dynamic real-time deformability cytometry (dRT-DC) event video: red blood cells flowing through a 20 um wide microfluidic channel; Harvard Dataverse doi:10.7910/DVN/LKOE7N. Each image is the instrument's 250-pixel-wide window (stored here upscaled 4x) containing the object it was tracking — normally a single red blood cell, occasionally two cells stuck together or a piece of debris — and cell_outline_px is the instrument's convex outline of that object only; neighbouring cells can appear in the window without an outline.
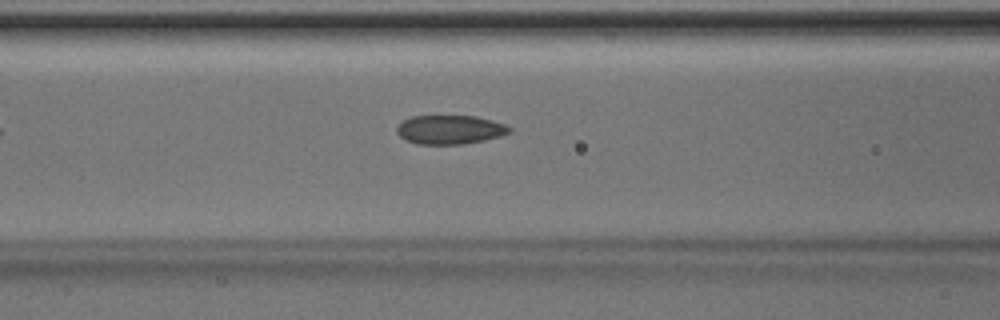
{"species": "Egyptian fruit bat (a non-hibernating species)", "species_latin": "Rousettus aegyptiacus", "temperature_condition": "room temperature", "stored_images_in_passage": 33, "camera_frame_rate_fps": 3000, "um_per_image_px": 0.085, "animal": {"sex": "male"}, "frame": {"image": 1, "passage_image": 5, "time_ms": 1.333, "image_size_px": [1000, 320], "cell_outline_px": [[512, 132], [500, 136], [484, 140], [460, 144], [416, 144], [404, 140], [396, 132], [396, 128], [404, 120], [412, 116], [476, 116], [492, 120], [504, 124], [512, 128]], "centroid_in_image_um": [38.24, 11.02], "position_along_channel_um": 128.4, "area_um2": 19.02}}
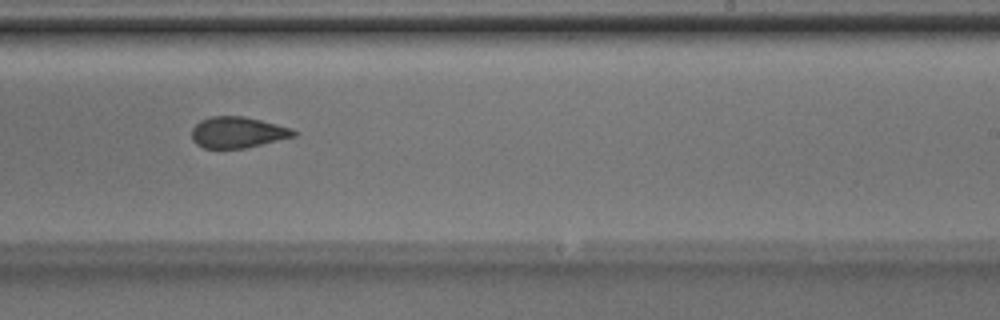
{"frame": {"image": 2, "passage_image": 15, "time_ms": 4.667, "image_size_px": [1000, 320], "cell_outline_px": [[296, 136], [244, 148], [204, 148], [196, 144], [192, 140], [192, 128], [200, 120], [208, 116], [244, 116], [292, 128], [296, 132]], "centroid_in_image_um": [20.17, 11.24], "position_along_channel_um": 268.8, "area_um2": 18.44}}
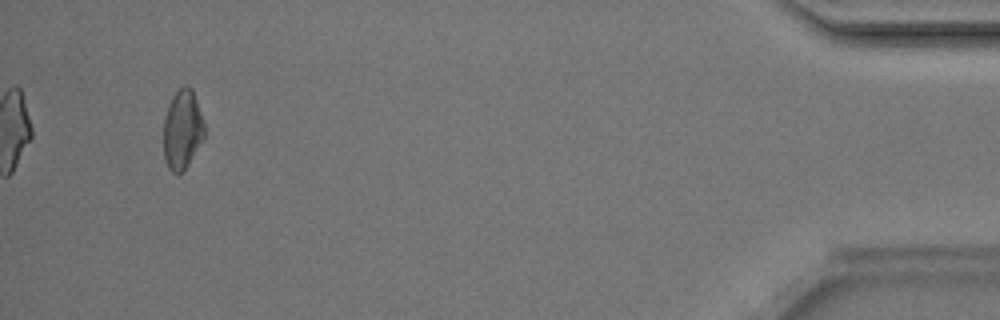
{"frame": {"image": 3, "passage_image": 31, "time_ms": 10.0, "image_size_px": [1000, 320], "cell_outline_px": [[204, 140], [188, 164], [176, 176], [168, 168], [164, 156], [164, 120], [168, 104], [172, 96], [184, 84], [188, 84], [192, 88], [204, 124]], "centroid_in_image_um": [15.5, 11.01], "position_along_channel_um": 419.7, "area_um2": 18.9}, "authors_computed_cell_mechanics": {"area_um2": 19.1896, "velocity_mm_per_s": 4.2237, "shape_relaxation_time_tau1_ms": 6.7863, "shape_relaxation_time_tau2_ms": 1.8394, "deformation_change_tau1": 0.1404, "deformation_change_tau2": 0.0676}}